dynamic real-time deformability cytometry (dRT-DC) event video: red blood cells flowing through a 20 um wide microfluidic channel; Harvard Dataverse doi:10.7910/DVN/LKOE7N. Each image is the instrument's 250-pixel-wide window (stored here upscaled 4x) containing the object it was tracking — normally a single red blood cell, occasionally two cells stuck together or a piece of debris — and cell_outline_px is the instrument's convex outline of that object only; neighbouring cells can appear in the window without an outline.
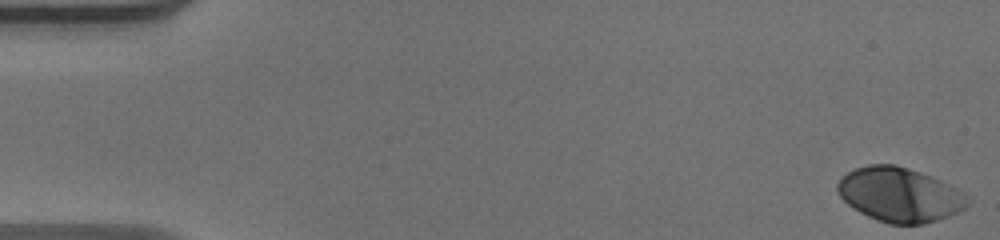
{"species": "human", "species_latin": "Homo sapiens", "temperature_condition": "warm", "stored_images_in_passage": 52, "camera_frame_rate_fps": 3000, "um_per_image_px": 0.085, "donor": {"sex": "male"}, "frame": {"image": 1, "passage_image": 1, "time_ms": 0.0, "image_size_px": [1000, 240], "cell_outline_px": [[972, 200], [964, 208], [948, 216], [924, 224], [888, 224], [876, 220], [852, 208], [840, 196], [836, 188], [836, 184], [840, 176], [856, 168], [868, 164], [896, 164], [932, 176], [964, 192]], "centroid_in_image_um": [76.45, 16.54], "position_along_channel_um": 8.5, "area_um2": 41.38}}
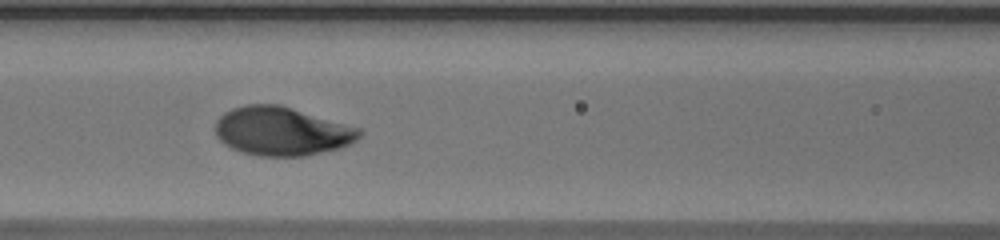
{"frame": {"image": 2, "passage_image": 23, "time_ms": 7.333, "image_size_px": [1000, 240], "cell_outline_px": [[364, 132], [356, 140], [340, 148], [304, 156], [260, 156], [244, 152], [232, 148], [224, 144], [216, 136], [216, 120], [224, 112], [232, 108], [244, 104], [280, 104], [360, 128]], "centroid_in_image_um": [23.94, 11.14], "position_along_channel_um": 142.7, "area_um2": 40.86}}
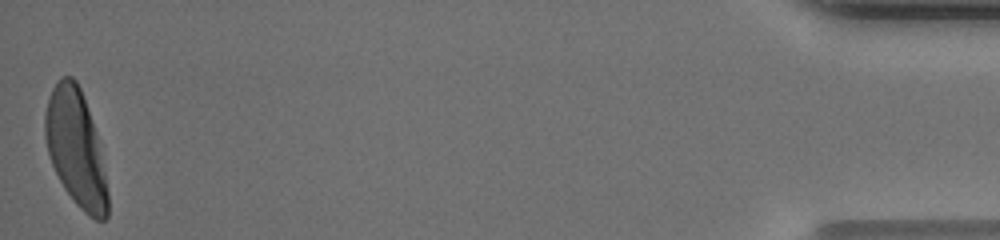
{"frame": {"image": 3, "passage_image": 52, "time_ms": 17.0, "image_size_px": [1000, 240], "cell_outline_px": [[108, 216], [104, 220], [96, 220], [84, 212], [76, 204], [64, 188], [52, 164], [48, 152], [44, 132], [44, 116], [48, 100], [52, 88], [60, 76], [72, 76], [76, 80], [80, 88], [96, 132], [108, 192]], "centroid_in_image_um": [6.43, 12.59], "position_along_channel_um": 428.8, "area_um2": 42.08}, "authors_computed_cell_mechanics": {"area_um2": 40.8068, "velocity_mm_per_s": 3.9286, "shape_relaxation_time_tau1_ms": 2.7079, "shape_relaxation_time_tau2_ms": null, "deformation_change_tau1": 0.1814, "deformation_change_tau2": null}}